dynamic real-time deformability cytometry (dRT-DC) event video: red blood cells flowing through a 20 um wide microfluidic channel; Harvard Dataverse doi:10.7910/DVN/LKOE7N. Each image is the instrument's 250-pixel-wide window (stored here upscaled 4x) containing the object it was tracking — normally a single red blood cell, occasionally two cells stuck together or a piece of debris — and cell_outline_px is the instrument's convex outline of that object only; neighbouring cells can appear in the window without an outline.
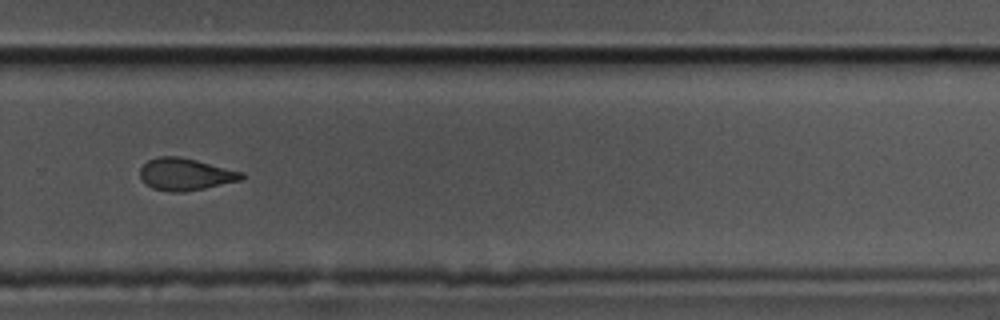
{"species": "common noctule bat (a hibernating species)", "species_latin": "Nyctalus noctula", "temperature_condition": "cold", "stored_images_in_passage": 42, "camera_frame_rate_fps": 3000, "um_per_image_px": 0.085, "animal": {"sex": "male", "body_mass_g": 17.5, "forearm_length_mm": 52.3}, "frame": {"image": 1, "passage_image": 24, "time_ms": 7.667, "image_size_px": [1000, 320], "cell_outline_px": [[244, 176], [240, 180], [204, 188], [184, 192], [168, 192], [152, 188], [140, 176], [140, 168], [148, 160], [156, 156], [180, 156], [244, 172]], "centroid_in_image_um": [15.75, 14.8], "position_along_channel_um": 314.1, "area_um2": 18.9}, "authors_computed_cell_mechanics": {"area_um2": 20.1722, "velocity_mm_per_s": 3.5822, "shape_relaxation_time_tau1_ms": 8.0471, "shape_relaxation_time_tau2_ms": 3.1913, "deformation_change_tau1": 0.1815, "deformation_change_tau2": 0.1006}}